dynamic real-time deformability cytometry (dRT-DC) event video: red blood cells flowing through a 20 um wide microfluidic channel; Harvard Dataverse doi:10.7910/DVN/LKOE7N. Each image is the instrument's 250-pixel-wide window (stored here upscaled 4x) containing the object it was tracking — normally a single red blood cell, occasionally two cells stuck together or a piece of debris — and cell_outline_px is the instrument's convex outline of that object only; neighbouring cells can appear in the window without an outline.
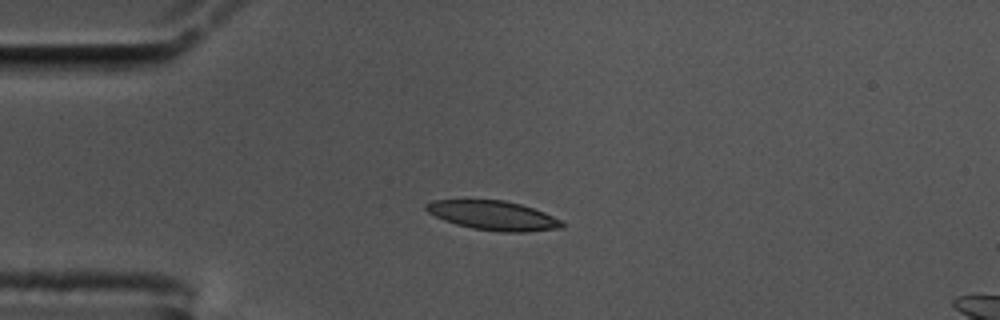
{"species": "common noctule bat (a hibernating species)", "species_latin": "Nyctalus noctula", "temperature_condition": "cold", "stored_images_in_passage": 44, "camera_frame_rate_fps": 3000, "um_per_image_px": 0.085, "animal": {"sex": "male", "body_mass_g": 17.5, "forearm_length_mm": 52.3}, "frame": {"image": 1, "passage_image": 1, "time_ms": 0.0, "image_size_px": [1000, 320], "cell_outline_px": [[564, 228], [524, 232], [500, 232], [472, 228], [456, 224], [444, 220], [428, 212], [424, 208], [424, 204], [432, 200], [504, 200], [520, 204], [544, 212], [560, 220], [564, 224]], "centroid_in_image_um": [41.92, 18.32], "position_along_channel_um": 43.1, "area_um2": 23.12}}
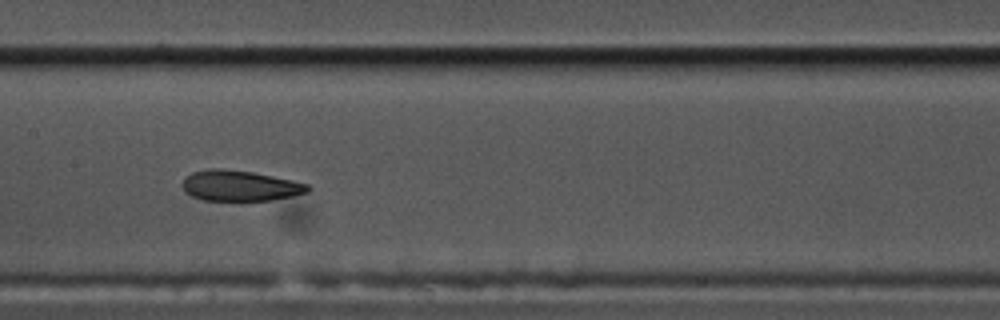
{"frame": {"image": 2, "passage_image": 15, "time_ms": 4.667, "image_size_px": [1000, 320], "cell_outline_px": [[312, 188], [308, 192], [292, 196], [268, 200], [204, 200], [192, 196], [184, 192], [180, 184], [184, 176], [192, 172], [212, 168], [220, 168], [252, 172], [292, 180], [308, 184]], "centroid_in_image_um": [20.34, 15.78], "position_along_channel_um": 187.1, "area_um2": 22.43}}
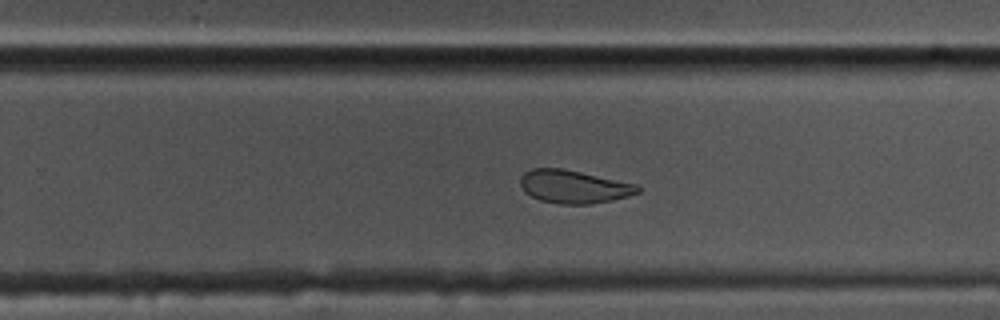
{"frame": {"image": 3, "passage_image": 23, "time_ms": 7.333, "image_size_px": [1000, 320], "cell_outline_px": [[640, 192], [628, 196], [612, 200], [588, 204], [560, 204], [540, 200], [524, 192], [520, 184], [520, 176], [524, 172], [532, 168], [560, 168], [580, 172], [636, 184], [640, 188]], "centroid_in_image_um": [48.73, 15.87], "position_along_channel_um": 281.1, "area_um2": 22.48}, "authors_computed_cell_mechanics": {"area_um2": 23.7269, "velocity_mm_per_s": 3.5304, "shape_relaxation_time_tau1_ms": 8.3454, "shape_relaxation_time_tau2_ms": 2.8931, "deformation_change_tau1": 0.2098, "deformation_change_tau2": 0.0814}}